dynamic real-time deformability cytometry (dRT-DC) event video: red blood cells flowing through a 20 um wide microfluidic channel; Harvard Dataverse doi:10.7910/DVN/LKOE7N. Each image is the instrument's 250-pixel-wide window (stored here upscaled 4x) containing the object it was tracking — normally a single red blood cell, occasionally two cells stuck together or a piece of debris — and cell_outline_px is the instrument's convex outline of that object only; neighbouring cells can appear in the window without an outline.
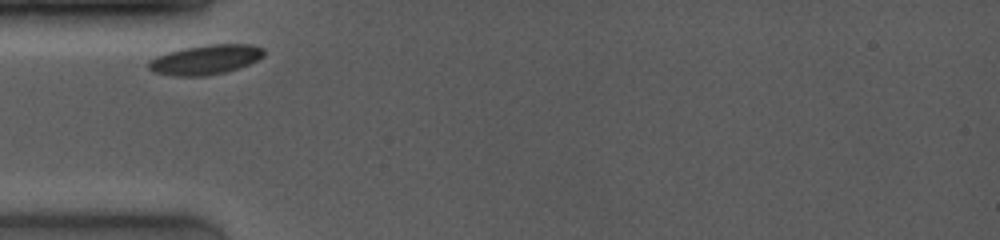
{"species": "common noctule bat (a hibernating species)", "species_latin": "Nyctalus noctula", "temperature_condition": "room temperature", "stored_images_in_passage": 5, "camera_frame_rate_fps": 4000, "um_per_image_px": 0.085, "animal": {"sex": "female", "body_mass_g": 19.0, "forearm_length_mm": 53.3}, "frame": {"image": 1, "passage_image": 1, "time_ms": 0.0, "image_size_px": [1000, 240], "cell_outline_px": [[264, 56], [248, 64], [224, 72], [204, 76], [176, 76], [152, 72], [148, 68], [148, 60], [156, 56], [168, 52], [184, 48], [208, 44], [248, 44], [264, 48]], "centroid_in_image_um": [17.43, 5.07], "position_along_channel_um": 67.6, "area_um2": 19.83}}